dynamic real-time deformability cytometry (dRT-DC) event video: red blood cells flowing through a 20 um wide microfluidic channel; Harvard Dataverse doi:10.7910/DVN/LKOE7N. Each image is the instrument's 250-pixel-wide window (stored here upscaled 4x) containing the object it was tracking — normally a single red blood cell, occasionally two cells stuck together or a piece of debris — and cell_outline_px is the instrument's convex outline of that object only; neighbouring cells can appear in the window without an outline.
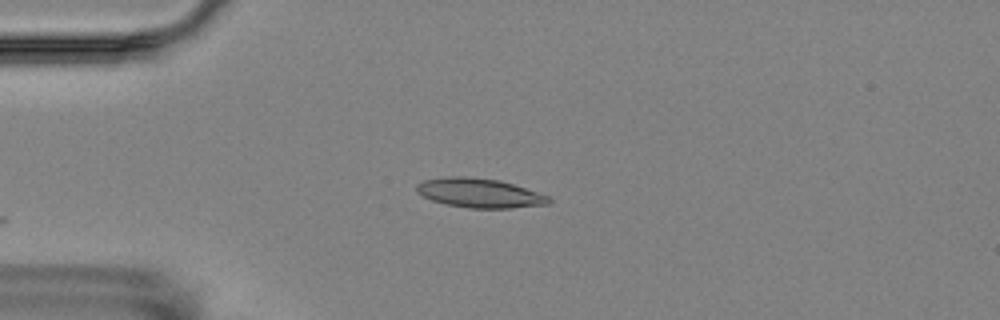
{"species": "Egyptian fruit bat (a non-hibernating species)", "species_latin": "Rousettus aegyptiacus", "temperature_condition": "room temperature", "stored_images_in_passage": 4, "camera_frame_rate_fps": 3000, "um_per_image_px": 0.085, "animal": {"sex": "female"}, "frame": {"image": 1, "passage_image": 4, "time_ms": 3.667, "image_size_px": [1000, 320], "cell_outline_px": [[552, 200], [548, 204], [512, 208], [468, 208], [444, 204], [432, 200], [416, 192], [416, 184], [424, 180], [448, 176], [464, 176], [500, 180], [548, 196]], "centroid_in_image_um": [40.72, 16.41], "position_along_channel_um": 44.3, "area_um2": 22.48}}